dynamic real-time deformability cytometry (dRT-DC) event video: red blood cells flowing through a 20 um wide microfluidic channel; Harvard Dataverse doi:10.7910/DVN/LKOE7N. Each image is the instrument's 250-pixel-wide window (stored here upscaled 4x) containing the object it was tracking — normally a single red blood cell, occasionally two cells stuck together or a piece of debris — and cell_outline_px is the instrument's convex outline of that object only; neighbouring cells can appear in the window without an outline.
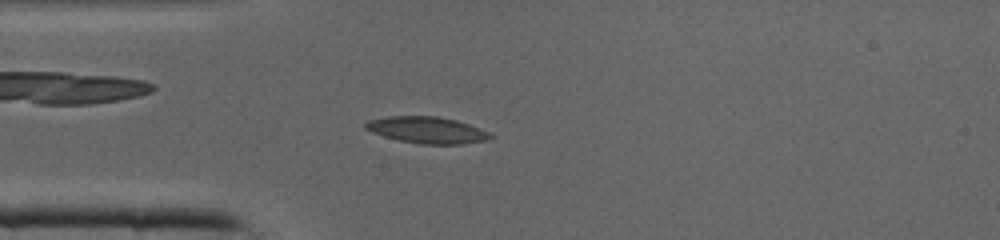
{"species": "common noctule bat (a hibernating species)", "species_latin": "Nyctalus noctula", "temperature_condition": "cold", "stored_images_in_passage": 38, "camera_frame_rate_fps": 3000, "um_per_image_px": 0.085, "animal": {"sex": "male", "body_mass_g": 19.0, "forearm_length_mm": 50.8}, "frame": {"image": 1, "passage_image": 8, "time_ms": 2.333, "image_size_px": [1000, 240], "cell_outline_px": [[496, 136], [488, 140], [460, 144], [420, 144], [400, 140], [384, 136], [372, 132], [364, 128], [364, 124], [368, 120], [388, 116], [436, 116], [456, 120], [468, 124], [488, 132]], "centroid_in_image_um": [36.3, 11.05], "position_along_channel_um": 48.7, "area_um2": 19.25}}
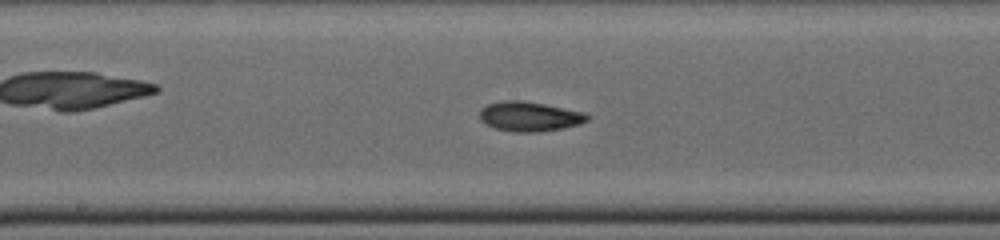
{"frame": {"image": 2, "passage_image": 18, "time_ms": 5.667, "image_size_px": [1000, 240], "cell_outline_px": [[592, 116], [588, 120], [580, 124], [564, 128], [540, 132], [516, 132], [496, 128], [480, 120], [480, 112], [488, 104], [504, 100], [520, 100], [544, 104], [584, 112]], "centroid_in_image_um": [45.07, 9.9], "position_along_channel_um": 203.1, "area_um2": 18.5}}
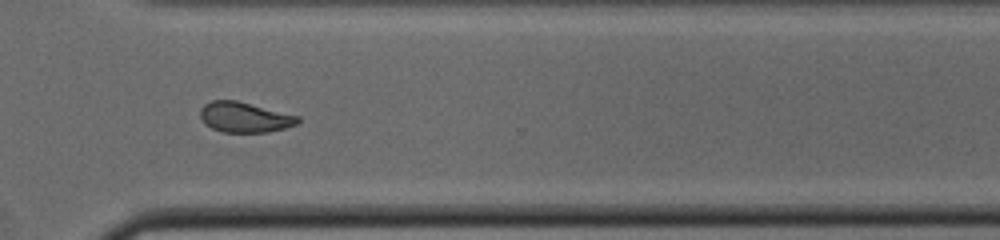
{"frame": {"image": 3, "passage_image": 27, "time_ms": 8.667, "image_size_px": [1000, 240], "cell_outline_px": [[300, 120], [296, 124], [284, 128], [268, 132], [224, 132], [212, 128], [204, 124], [200, 116], [200, 108], [204, 104], [212, 100], [236, 100], [300, 116]], "centroid_in_image_um": [20.77, 9.96], "position_along_channel_um": 349.8, "area_um2": 17.22}}